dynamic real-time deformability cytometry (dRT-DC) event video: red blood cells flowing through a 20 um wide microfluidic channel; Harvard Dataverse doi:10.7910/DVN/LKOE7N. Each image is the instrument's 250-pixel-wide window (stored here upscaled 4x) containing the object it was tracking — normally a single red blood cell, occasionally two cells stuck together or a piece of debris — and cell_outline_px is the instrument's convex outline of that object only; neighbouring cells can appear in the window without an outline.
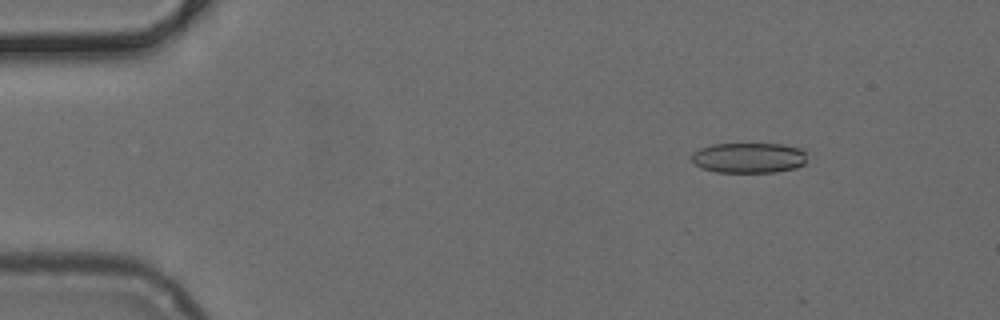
{"species": "common noctule bat (a hibernating species)", "species_latin": "Nyctalus noctula", "temperature_condition": "cold", "stored_images_in_passage": 50, "camera_frame_rate_fps": 3000, "um_per_image_px": 0.085, "animal": {"sex": "female", "body_mass_g": 24.6, "forearm_length_mm": 56.2}, "frame": {"image": 1, "passage_image": 5, "time_ms": 1.333, "image_size_px": [1000, 320], "cell_outline_px": [[804, 164], [796, 168], [776, 172], [716, 172], [704, 168], [696, 164], [692, 160], [692, 152], [700, 148], [712, 144], [784, 144], [804, 148]], "centroid_in_image_um": [63.67, 13.4], "position_along_channel_um": 21.3, "area_um2": 20.4}}
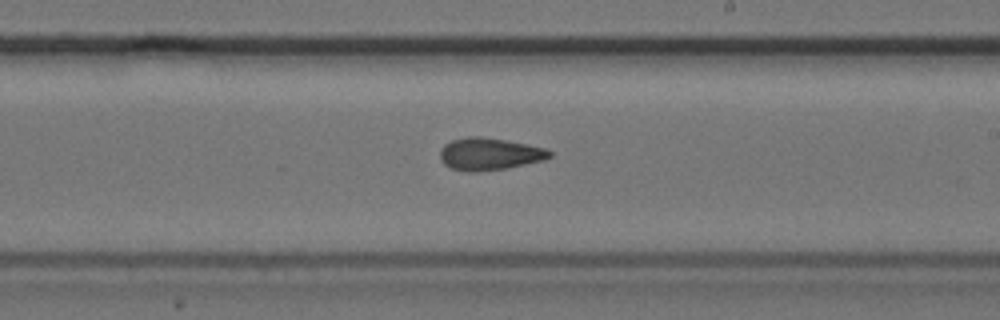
{"frame": {"image": 2, "passage_image": 28, "time_ms": 9.0, "image_size_px": [1000, 320], "cell_outline_px": [[552, 156], [544, 160], [508, 168], [476, 172], [468, 172], [452, 168], [444, 164], [440, 160], [440, 148], [444, 144], [452, 140], [468, 136], [480, 136], [504, 140], [548, 148], [552, 152]], "centroid_in_image_um": [41.6, 13.09], "position_along_channel_um": 247.4, "area_um2": 20.75}}
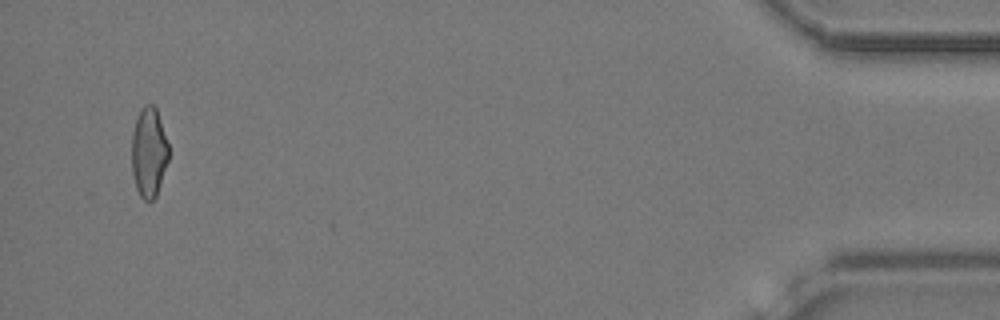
{"frame": {"image": 3, "passage_image": 47, "time_ms": 15.333, "image_size_px": [1000, 320], "cell_outline_px": [[168, 160], [156, 196], [152, 200], [144, 200], [140, 196], [136, 188], [132, 172], [132, 132], [136, 116], [140, 108], [144, 104], [152, 104], [156, 108], [168, 144]], "centroid_in_image_um": [12.63, 12.92], "position_along_channel_um": 422.6, "area_um2": 19.31}}